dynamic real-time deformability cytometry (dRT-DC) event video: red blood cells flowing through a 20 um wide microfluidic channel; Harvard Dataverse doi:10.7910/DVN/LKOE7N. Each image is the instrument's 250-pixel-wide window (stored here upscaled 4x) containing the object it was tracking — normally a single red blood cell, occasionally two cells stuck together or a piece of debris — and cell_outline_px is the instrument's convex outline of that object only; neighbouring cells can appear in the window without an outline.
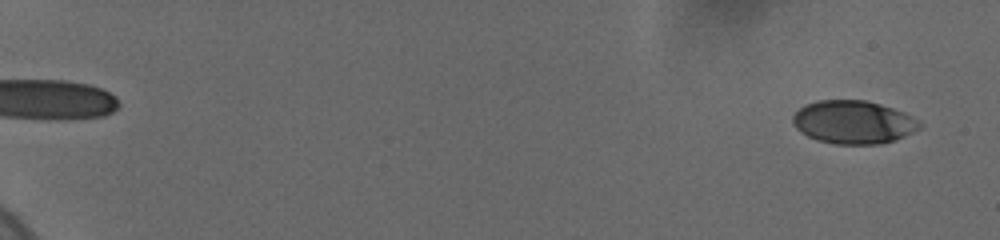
{"species": "human", "species_latin": "Homo sapiens", "temperature_condition": "cold", "stored_images_in_passage": 52, "camera_frame_rate_fps": 3000, "um_per_image_px": 0.085, "donor": {"sex": "female"}, "frame": {"image": 1, "passage_image": 5, "time_ms": 1.0, "image_size_px": [1000, 240], "cell_outline_px": [[920, 128], [896, 140], [876, 144], [836, 144], [816, 140], [800, 132], [792, 124], [792, 116], [804, 104], [816, 100], [864, 100], [880, 104], [904, 112], [920, 120]], "centroid_in_image_um": [72.51, 10.38], "position_along_channel_um": 12.5, "area_um2": 32.02}}
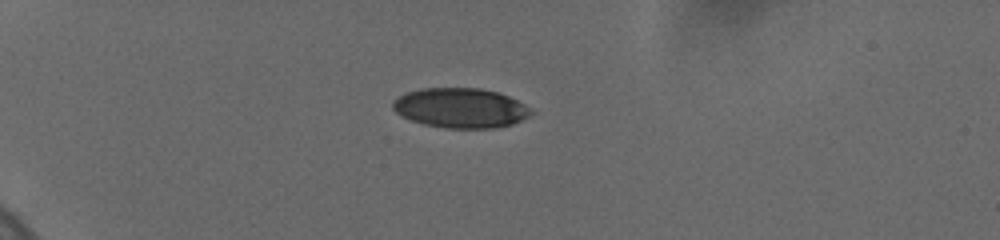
{"frame": {"image": 2, "passage_image": 42, "time_ms": 6.0, "image_size_px": [1000, 240], "cell_outline_px": [[532, 112], [528, 116], [512, 124], [496, 128], [444, 128], [424, 124], [412, 120], [396, 112], [392, 108], [392, 100], [408, 92], [420, 88], [480, 88], [496, 92], [508, 96], [532, 108]], "centroid_in_image_um": [39.14, 9.18], "position_along_channel_um": 45.9, "area_um2": 31.91}}